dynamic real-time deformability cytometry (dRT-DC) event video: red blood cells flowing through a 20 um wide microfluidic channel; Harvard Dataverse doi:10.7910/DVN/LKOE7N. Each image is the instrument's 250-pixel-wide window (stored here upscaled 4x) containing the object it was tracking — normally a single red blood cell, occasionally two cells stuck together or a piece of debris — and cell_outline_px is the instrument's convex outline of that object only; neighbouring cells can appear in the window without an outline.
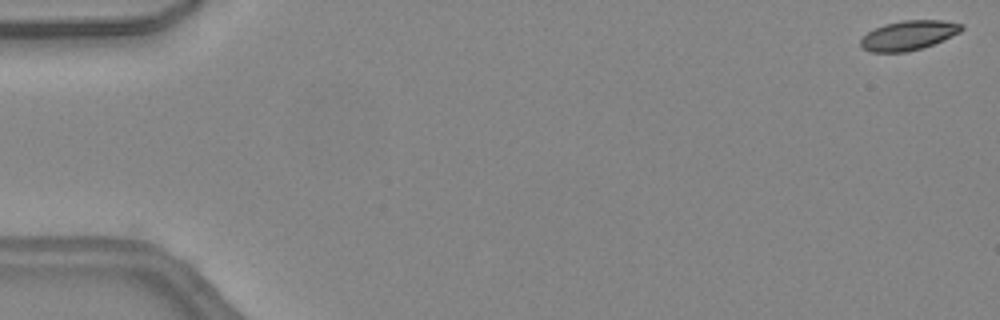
{"species": "common noctule bat (a hibernating species)", "species_latin": "Nyctalus noctula", "temperature_condition": "warm", "stored_images_in_passage": 14, "camera_frame_rate_fps": 3000, "um_per_image_px": 0.085, "animal": {"sex": "female", "body_mass_g": 24.6, "forearm_length_mm": 56.2}, "frame": {"image": 1, "passage_image": 1, "time_ms": 0.0, "image_size_px": [1000, 320], "cell_outline_px": [[964, 28], [960, 32], [932, 44], [908, 52], [872, 52], [864, 48], [860, 44], [860, 40], [868, 32], [884, 24], [904, 20], [944, 20], [964, 24]], "centroid_in_image_um": [77.24, 2.99], "position_along_channel_um": 7.8, "area_um2": 17.17}}